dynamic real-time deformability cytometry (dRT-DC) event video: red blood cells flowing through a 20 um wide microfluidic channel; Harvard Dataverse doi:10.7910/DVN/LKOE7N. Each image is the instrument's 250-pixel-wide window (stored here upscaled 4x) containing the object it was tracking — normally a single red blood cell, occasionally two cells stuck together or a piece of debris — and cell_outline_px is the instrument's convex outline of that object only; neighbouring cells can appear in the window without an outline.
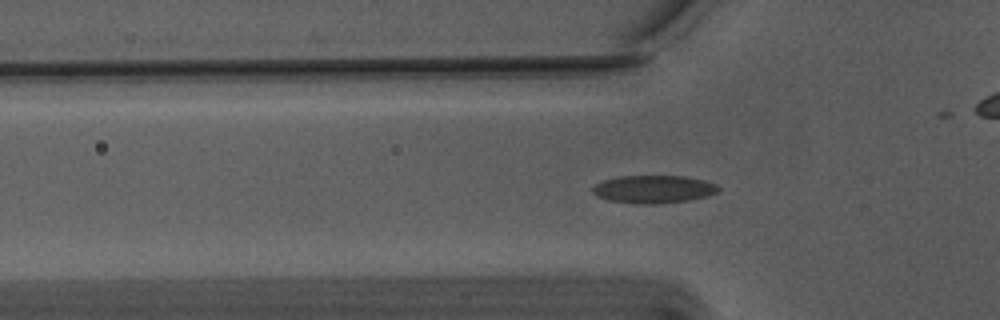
{"species": "Egyptian fruit bat (a non-hibernating species)", "species_latin": "Rousettus aegyptiacus", "temperature_condition": "warm", "stored_images_in_passage": 55, "camera_frame_rate_fps": 3000, "um_per_image_px": 0.085, "animal": {"sex": "male"}, "frame": {"image": 1, "passage_image": 17, "time_ms": 5.333, "image_size_px": [1000, 320], "cell_outline_px": [[720, 188], [716, 192], [708, 196], [688, 200], [660, 204], [632, 204], [608, 200], [596, 196], [592, 192], [592, 188], [596, 184], [604, 180], [620, 176], [684, 176], [704, 180], [716, 184]], "centroid_in_image_um": [55.54, 16.09], "position_along_channel_um": 70.3, "area_um2": 20.52}}
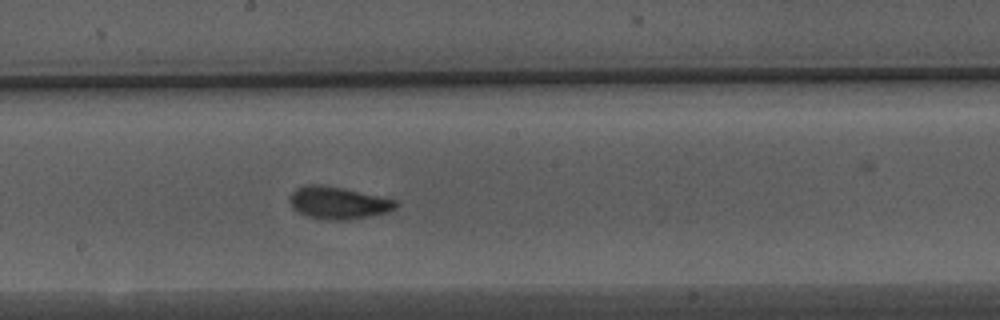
{"frame": {"image": 2, "passage_image": 29, "time_ms": 9.333, "image_size_px": [1000, 320], "cell_outline_px": [[400, 204], [396, 208], [388, 212], [372, 216], [344, 220], [328, 220], [308, 216], [292, 208], [288, 200], [288, 196], [296, 188], [304, 184], [316, 184], [344, 188], [396, 200]], "centroid_in_image_um": [28.74, 17.23], "position_along_channel_um": 219.5, "area_um2": 20.11}}
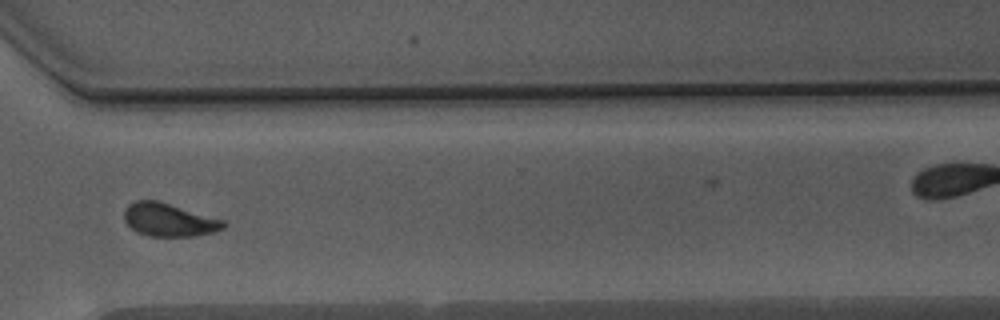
{"frame": {"image": 3, "passage_image": 40, "time_ms": 13.0, "image_size_px": [1000, 320], "cell_outline_px": [[228, 224], [224, 228], [212, 232], [196, 236], [148, 236], [136, 232], [124, 220], [124, 208], [128, 204], [136, 200], [160, 200], [224, 220]], "centroid_in_image_um": [14.36, 18.67], "position_along_channel_um": 356.2, "area_um2": 19.42}, "authors_computed_cell_mechanics": {"area_um2": 19.1318, "velocity_mm_per_s": 3.7254, "shape_relaxation_time_tau1_ms": 3.5335, "shape_relaxation_time_tau2_ms": 1.1455, "deformation_change_tau1": 0.1244, "deformation_change_tau2": 0.056}}